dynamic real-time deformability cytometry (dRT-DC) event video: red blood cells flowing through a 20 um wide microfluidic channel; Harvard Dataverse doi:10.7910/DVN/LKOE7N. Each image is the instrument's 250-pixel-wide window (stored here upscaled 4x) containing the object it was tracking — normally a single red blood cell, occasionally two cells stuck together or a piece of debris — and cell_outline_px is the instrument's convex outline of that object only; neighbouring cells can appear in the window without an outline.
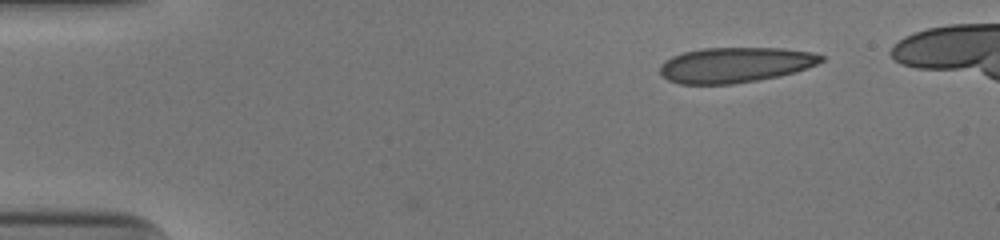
{"species": "human", "species_latin": "Homo sapiens", "temperature_condition": "cold", "stored_images_in_passage": 43, "camera_frame_rate_fps": 3000, "um_per_image_px": 0.085, "donor": {"sex": "male"}, "frame": {"image": 1, "passage_image": 1, "time_ms": 0.0, "image_size_px": [1000, 240], "cell_outline_px": [[824, 60], [816, 64], [792, 72], [776, 76], [756, 80], [732, 84], [680, 84], [668, 80], [660, 72], [660, 68], [672, 56], [684, 52], [704, 48], [784, 48], [812, 52], [824, 56]], "centroid_in_image_um": [62.49, 5.51], "position_along_channel_um": 22.5, "area_um2": 32.66}}
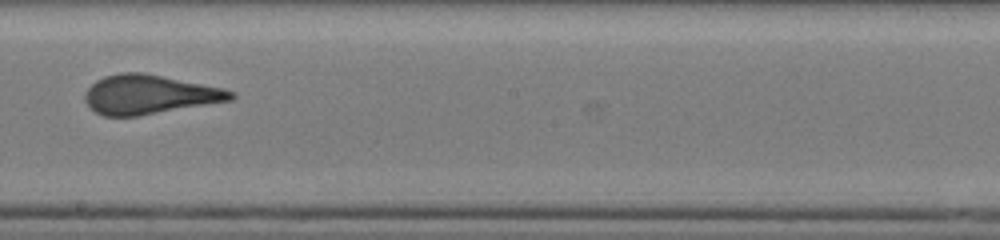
{"frame": {"image": 2, "passage_image": 24, "time_ms": 7.667, "image_size_px": [1000, 240], "cell_outline_px": [[236, 96], [232, 100], [136, 116], [104, 116], [96, 112], [84, 100], [84, 96], [88, 88], [96, 80], [104, 76], [120, 72], [140, 72], [224, 88], [236, 92]], "centroid_in_image_um": [12.69, 8.03], "position_along_channel_um": 235.5, "area_um2": 33.0}}
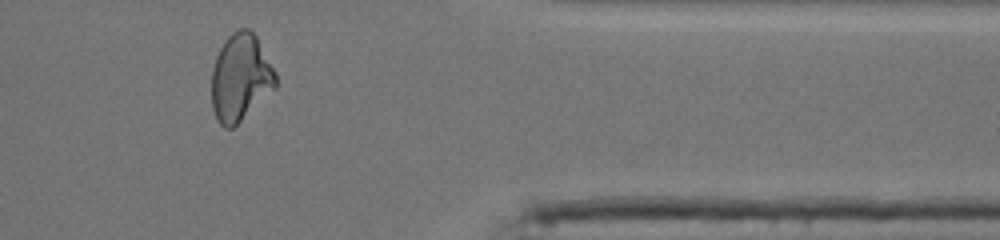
{"frame": {"image": 3, "passage_image": 37, "time_ms": 12.0, "image_size_px": [1000, 240], "cell_outline_px": [[276, 88], [232, 128], [224, 128], [216, 120], [212, 108], [212, 68], [216, 56], [224, 40], [232, 32], [240, 28], [248, 28], [256, 36], [276, 72]], "centroid_in_image_um": [20.43, 6.59], "position_along_channel_um": 391.0, "area_um2": 32.54}}